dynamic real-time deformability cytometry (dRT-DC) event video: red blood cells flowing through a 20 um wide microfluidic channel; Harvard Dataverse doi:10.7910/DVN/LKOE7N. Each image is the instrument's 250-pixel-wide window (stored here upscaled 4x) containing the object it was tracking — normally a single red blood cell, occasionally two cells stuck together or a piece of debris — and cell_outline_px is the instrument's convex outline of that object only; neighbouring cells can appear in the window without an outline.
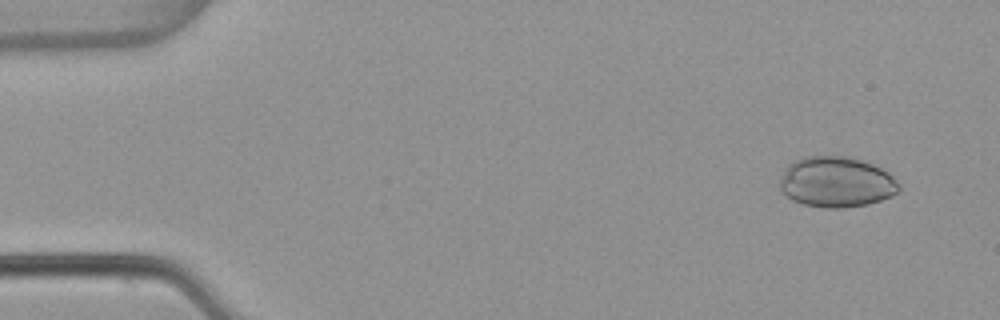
{"species": "common noctule bat (a hibernating species)", "species_latin": "Nyctalus noctula", "temperature_condition": "warm", "stored_images_in_passage": 4, "camera_frame_rate_fps": 3000, "um_per_image_px": 0.085, "animal": {"sex": "female", "body_mass_g": 22.7, "forearm_length_mm": 54.2}, "frame": {"image": 1, "passage_image": 1, "time_ms": 0.0, "image_size_px": [1000, 320], "cell_outline_px": [[900, 188], [892, 196], [868, 204], [844, 208], [824, 208], [804, 204], [792, 200], [780, 192], [780, 180], [788, 164], [804, 156], [844, 156], [864, 160], [888, 172], [900, 184]], "centroid_in_image_um": [71.08, 15.48], "position_along_channel_um": 13.9, "area_um2": 35.26}}